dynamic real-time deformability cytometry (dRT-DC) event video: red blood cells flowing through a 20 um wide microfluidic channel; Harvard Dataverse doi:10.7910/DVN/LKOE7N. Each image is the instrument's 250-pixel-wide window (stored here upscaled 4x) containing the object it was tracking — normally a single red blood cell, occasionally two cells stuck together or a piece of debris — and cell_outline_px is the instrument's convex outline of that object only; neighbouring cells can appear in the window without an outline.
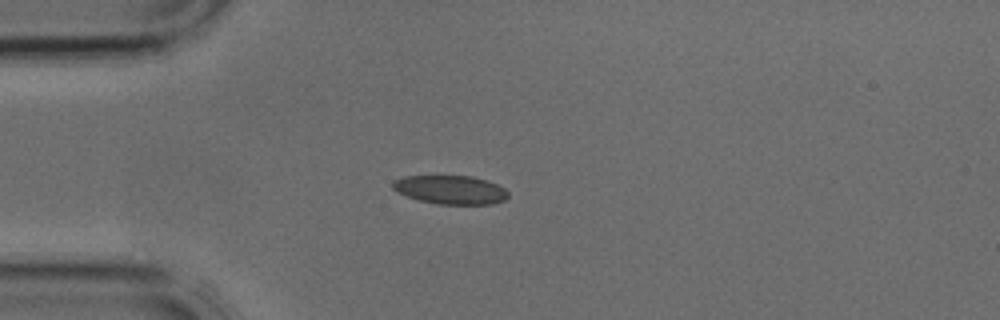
{"species": "common noctule bat (a hibernating species)", "species_latin": "Nyctalus noctula", "temperature_condition": "cold", "stored_images_in_passage": 3, "camera_frame_rate_fps": 3000, "um_per_image_px": 0.085, "animal": {"sex": "male", "body_mass_g": 17.9, "forearm_length_mm": 54.2}, "frame": {"image": 1, "passage_image": 3, "time_ms": 0.667, "image_size_px": [1000, 320], "cell_outline_px": [[508, 196], [504, 200], [492, 204], [436, 204], [420, 200], [396, 192], [392, 188], [392, 180], [404, 176], [472, 176], [488, 180], [504, 188], [508, 192]], "centroid_in_image_um": [38.28, 16.12], "position_along_channel_um": 46.7, "area_um2": 19.36}}